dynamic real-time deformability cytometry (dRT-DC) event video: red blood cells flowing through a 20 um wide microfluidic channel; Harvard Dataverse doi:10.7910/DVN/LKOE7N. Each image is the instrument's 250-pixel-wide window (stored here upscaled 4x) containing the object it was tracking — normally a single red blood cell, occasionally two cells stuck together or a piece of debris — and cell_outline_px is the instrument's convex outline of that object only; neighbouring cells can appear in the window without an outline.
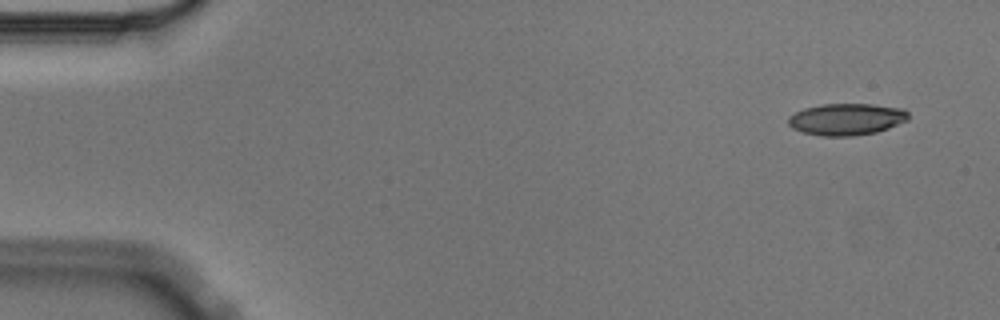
{"species": "Egyptian fruit bat (a non-hibernating species)", "species_latin": "Rousettus aegyptiacus", "temperature_condition": "cold", "stored_images_in_passage": 4, "camera_frame_rate_fps": 3000, "um_per_image_px": 0.085, "animal": {"sex": "male"}, "frame": {"image": 1, "passage_image": 1, "time_ms": 0.0, "image_size_px": [1000, 320], "cell_outline_px": [[908, 120], [888, 128], [876, 132], [852, 136], [824, 136], [804, 132], [792, 128], [788, 124], [788, 116], [804, 108], [820, 104], [872, 104], [904, 108], [908, 112]], "centroid_in_image_um": [71.96, 10.12], "position_along_channel_um": 13.0, "area_um2": 22.25}}
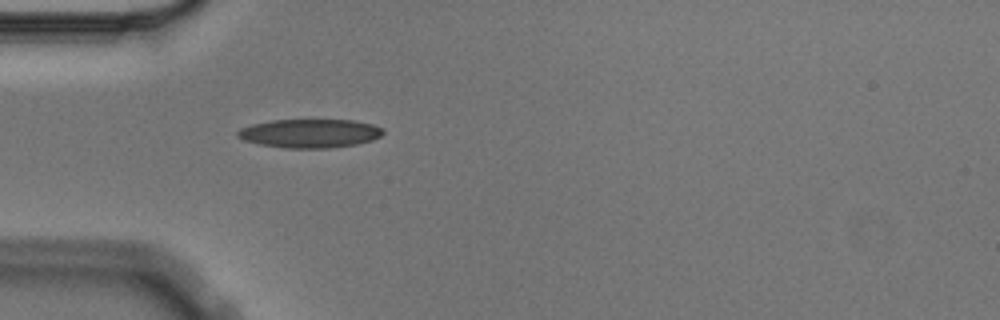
{"frame": {"image": 2, "passage_image": 4, "time_ms": 1.0, "image_size_px": [1000, 320], "cell_outline_px": [[384, 132], [380, 136], [372, 140], [356, 144], [332, 148], [284, 148], [260, 144], [244, 140], [236, 136], [236, 132], [240, 128], [252, 124], [272, 120], [352, 120], [372, 124], [384, 128]], "centroid_in_image_um": [26.33, 11.33], "position_along_channel_um": 58.7, "area_um2": 24.39}}